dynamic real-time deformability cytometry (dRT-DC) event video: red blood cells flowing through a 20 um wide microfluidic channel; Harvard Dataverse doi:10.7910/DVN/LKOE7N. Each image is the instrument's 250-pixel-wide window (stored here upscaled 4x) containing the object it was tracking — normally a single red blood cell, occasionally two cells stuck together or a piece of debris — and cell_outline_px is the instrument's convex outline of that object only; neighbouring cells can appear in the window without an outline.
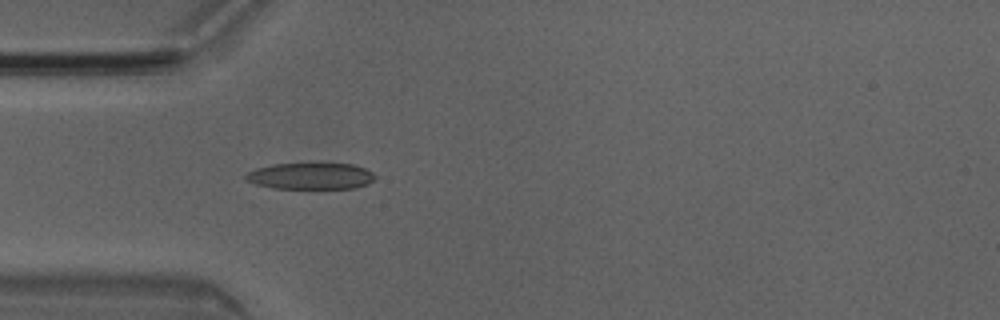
{"species": "Egyptian fruit bat (a non-hibernating species)", "species_latin": "Rousettus aegyptiacus", "temperature_condition": "room temperature", "stored_images_in_passage": 4, "camera_frame_rate_fps": 3000, "um_per_image_px": 0.085, "animal": {"sex": "male"}, "frame": {"image": 1, "passage_image": 4, "time_ms": 1.0, "image_size_px": [1000, 320], "cell_outline_px": [[376, 176], [368, 184], [356, 188], [272, 188], [256, 184], [244, 180], [244, 176], [248, 172], [256, 168], [272, 164], [352, 164], [364, 168], [372, 172]], "centroid_in_image_um": [26.38, 14.97], "position_along_channel_um": 58.6, "area_um2": 19.83}}